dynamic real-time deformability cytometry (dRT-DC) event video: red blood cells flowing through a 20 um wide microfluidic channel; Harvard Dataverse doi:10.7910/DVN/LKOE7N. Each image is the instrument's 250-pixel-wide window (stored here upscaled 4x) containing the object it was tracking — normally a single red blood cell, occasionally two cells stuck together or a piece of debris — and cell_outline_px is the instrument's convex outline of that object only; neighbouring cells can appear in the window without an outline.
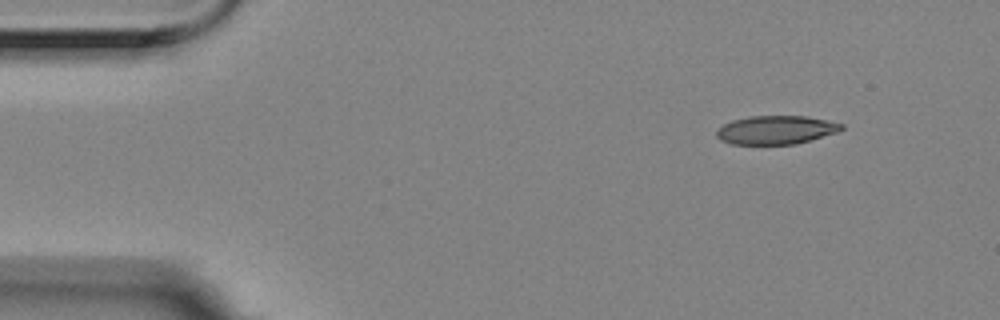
{"species": "Egyptian fruit bat (a non-hibernating species)", "species_latin": "Rousettus aegyptiacus", "temperature_condition": "room temperature", "stored_images_in_passage": 4, "camera_frame_rate_fps": 3000, "um_per_image_px": 0.085, "animal": {"sex": "female"}, "frame": {"image": 1, "passage_image": 1, "time_ms": 0.0, "image_size_px": [1000, 320], "cell_outline_px": [[844, 128], [836, 132], [796, 144], [732, 144], [720, 140], [716, 136], [716, 132], [724, 124], [732, 120], [748, 116], [804, 116], [844, 124]], "centroid_in_image_um": [65.92, 11.04], "position_along_channel_um": 19.1, "area_um2": 20.58}}
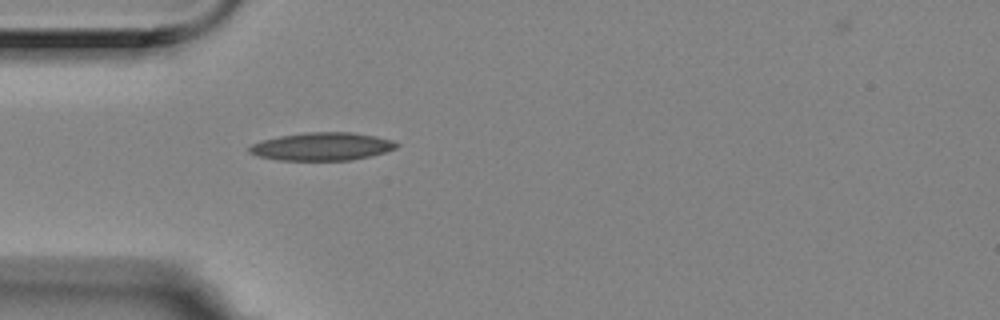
{"frame": {"image": 2, "passage_image": 4, "time_ms": 1.0, "image_size_px": [1000, 320], "cell_outline_px": [[400, 144], [396, 148], [384, 152], [352, 160], [276, 160], [256, 156], [248, 152], [248, 148], [252, 144], [260, 140], [280, 136], [304, 132], [352, 132], [376, 136], [392, 140]], "centroid_in_image_um": [27.33, 12.45], "position_along_channel_um": 57.7, "area_um2": 24.1}}